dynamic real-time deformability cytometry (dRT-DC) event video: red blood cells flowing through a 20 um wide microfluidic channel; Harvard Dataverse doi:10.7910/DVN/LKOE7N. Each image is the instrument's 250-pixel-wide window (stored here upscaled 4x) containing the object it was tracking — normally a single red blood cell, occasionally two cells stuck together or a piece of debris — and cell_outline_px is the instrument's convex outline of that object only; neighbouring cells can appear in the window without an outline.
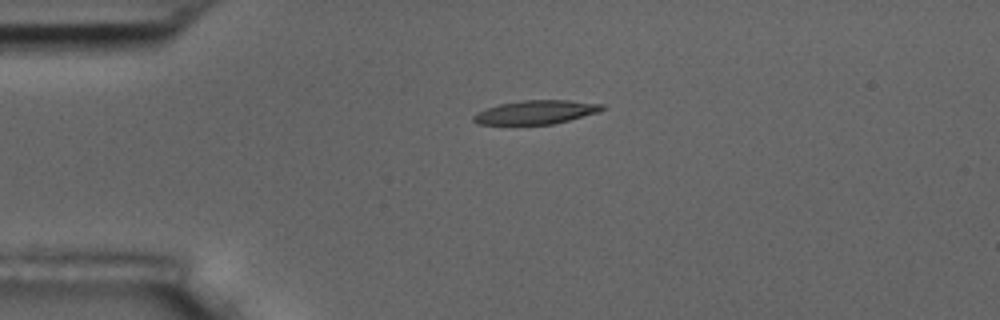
{"species": "common noctule bat (a hibernating species)", "species_latin": "Nyctalus noctula", "temperature_condition": "room temperature", "stored_images_in_passage": 2, "camera_frame_rate_fps": 3000, "um_per_image_px": 0.085, "animal": {"sex": "male", "body_mass_g": 17.5, "forearm_length_mm": 52.3}, "frame": {"image": 1, "passage_image": 1, "time_ms": 0.0, "image_size_px": [1000, 320], "cell_outline_px": [[604, 108], [600, 112], [552, 124], [476, 124], [472, 120], [472, 116], [476, 112], [500, 104], [524, 100], [568, 100], [604, 104]], "centroid_in_image_um": [45.55, 9.53], "position_along_channel_um": 39.5, "area_um2": 17.69}}